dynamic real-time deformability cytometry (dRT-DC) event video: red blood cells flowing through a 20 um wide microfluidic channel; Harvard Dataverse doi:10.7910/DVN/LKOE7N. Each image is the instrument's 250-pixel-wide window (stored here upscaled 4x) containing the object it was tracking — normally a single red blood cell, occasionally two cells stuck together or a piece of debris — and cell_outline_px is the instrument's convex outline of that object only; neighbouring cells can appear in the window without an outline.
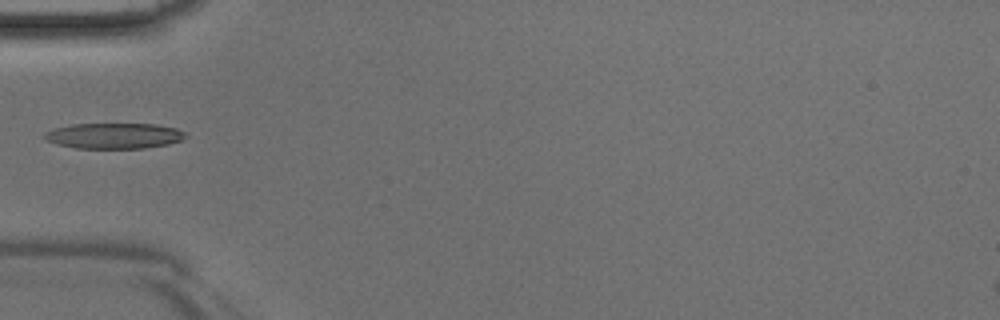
{"species": "Egyptian fruit bat (a non-hibernating species)", "species_latin": "Rousettus aegyptiacus", "temperature_condition": "room temperature", "stored_images_in_passage": 31, "camera_frame_rate_fps": 3000, "um_per_image_px": 0.085, "animal": {"sex": "male"}, "frame": {"image": 1, "passage_image": 1, "time_ms": 0.0, "image_size_px": [1000, 320], "cell_outline_px": [[188, 136], [180, 140], [168, 144], [144, 148], [76, 148], [56, 144], [44, 140], [44, 132], [56, 128], [72, 124], [156, 124], [176, 128], [184, 132]], "centroid_in_image_um": [9.67, 11.54], "position_along_channel_um": 75.3, "area_um2": 21.04}}
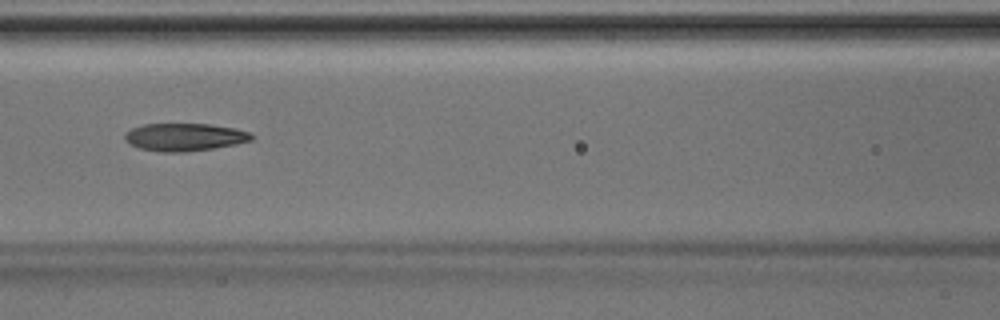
{"frame": {"image": 2, "passage_image": 6, "time_ms": 1.667, "image_size_px": [1000, 320], "cell_outline_px": [[252, 140], [236, 144], [212, 148], [184, 152], [160, 152], [140, 148], [128, 144], [124, 140], [124, 132], [132, 128], [144, 124], [208, 124], [236, 128], [248, 132], [252, 136]], "centroid_in_image_um": [15.63, 11.65], "position_along_channel_um": 151.0, "area_um2": 20.46}}
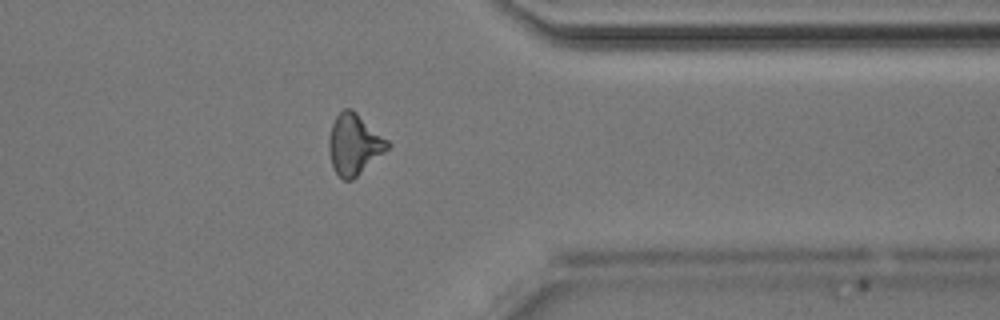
{"frame": {"image": 3, "passage_image": 22, "time_ms": 7.0, "image_size_px": [1000, 320], "cell_outline_px": [[392, 144], [384, 152], [352, 180], [344, 180], [336, 172], [332, 164], [328, 148], [328, 140], [332, 124], [336, 116], [344, 108], [352, 108], [388, 140]], "centroid_in_image_um": [30.1, 12.24], "position_along_channel_um": 381.3, "area_um2": 20.52}}